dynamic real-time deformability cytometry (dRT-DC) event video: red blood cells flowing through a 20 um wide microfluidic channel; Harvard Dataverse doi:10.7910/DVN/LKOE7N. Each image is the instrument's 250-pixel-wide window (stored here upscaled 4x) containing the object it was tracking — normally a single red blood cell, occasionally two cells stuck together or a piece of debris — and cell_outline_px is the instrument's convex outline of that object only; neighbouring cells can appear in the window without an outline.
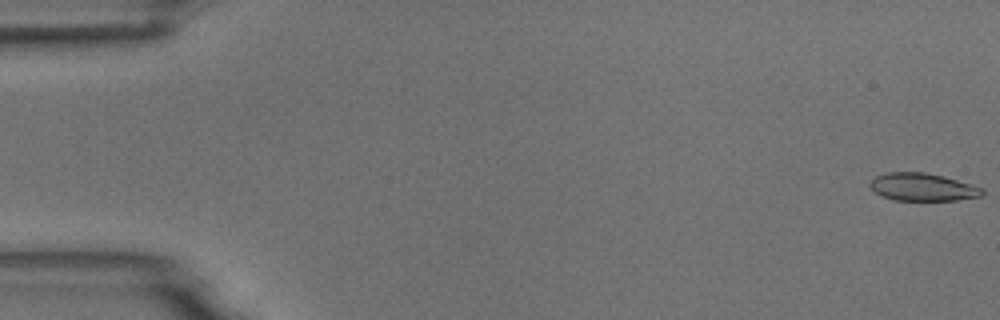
{"species": "common noctule bat (a hibernating species)", "species_latin": "Nyctalus noctula", "temperature_condition": "room temperature", "stored_images_in_passage": 5, "camera_frame_rate_fps": 3000, "um_per_image_px": 0.085, "animal": {"sex": "male", "body_mass_g": 18.8}, "frame": {"image": 1, "passage_image": 1, "time_ms": 0.0, "image_size_px": [1000, 320], "cell_outline_px": [[984, 192], [980, 196], [956, 200], [892, 200], [880, 196], [868, 184], [876, 176], [888, 172], [924, 172], [944, 176], [972, 184], [984, 188]], "centroid_in_image_um": [78.42, 15.9], "position_along_channel_um": 6.6, "area_um2": 18.15}}
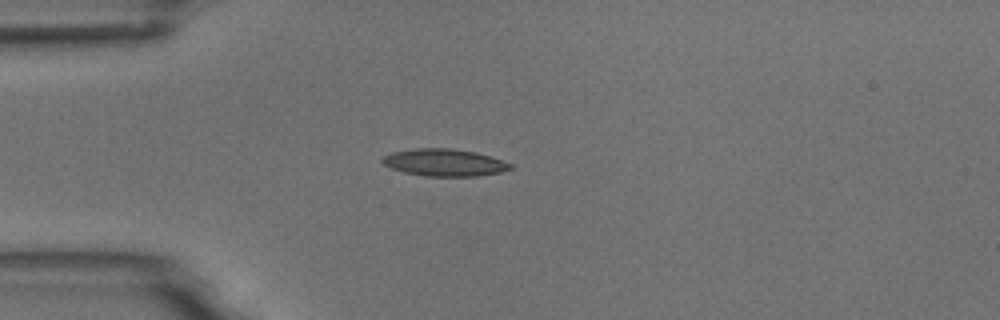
{"frame": {"image": 2, "passage_image": 5, "time_ms": 4.667, "image_size_px": [1000, 320], "cell_outline_px": [[512, 168], [500, 172], [476, 176], [424, 176], [404, 172], [392, 168], [384, 164], [380, 160], [384, 156], [392, 152], [416, 148], [448, 148], [476, 152], [512, 164]], "centroid_in_image_um": [37.74, 13.81], "position_along_channel_um": 47.3, "area_um2": 20.06}}